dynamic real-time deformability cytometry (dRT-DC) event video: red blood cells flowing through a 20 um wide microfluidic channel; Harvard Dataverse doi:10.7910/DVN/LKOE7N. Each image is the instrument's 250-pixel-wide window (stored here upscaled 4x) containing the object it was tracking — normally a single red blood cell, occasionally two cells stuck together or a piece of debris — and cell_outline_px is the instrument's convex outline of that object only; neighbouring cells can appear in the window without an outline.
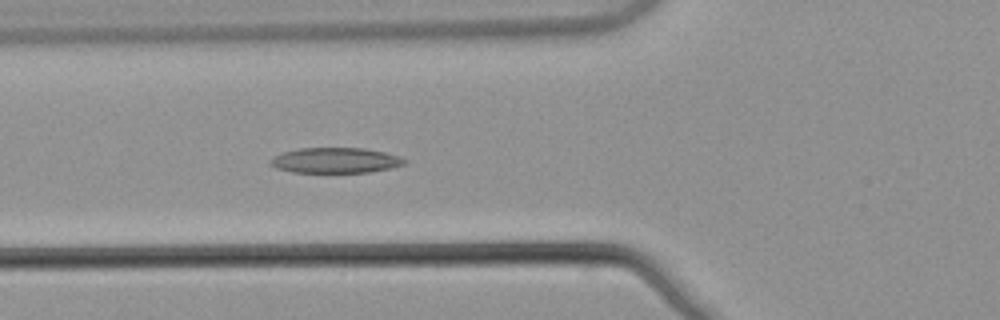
{"species": "common noctule bat (a hibernating species)", "species_latin": "Nyctalus noctula", "temperature_condition": "warm", "stored_images_in_passage": 4, "camera_frame_rate_fps": 3000, "um_per_image_px": 0.085, "animal": {"sex": "male", "body_mass_g": 21.5, "forearm_length_mm": 52.0}, "frame": {"image": 1, "passage_image": 4, "time_ms": 1.0, "image_size_px": [1000, 320], "cell_outline_px": [[408, 160], [404, 164], [392, 168], [368, 172], [292, 172], [276, 168], [268, 164], [268, 160], [284, 152], [300, 148], [364, 148], [384, 152], [400, 156]], "centroid_in_image_um": [28.52, 13.63], "position_along_channel_um": 97.3, "area_um2": 19.83}}